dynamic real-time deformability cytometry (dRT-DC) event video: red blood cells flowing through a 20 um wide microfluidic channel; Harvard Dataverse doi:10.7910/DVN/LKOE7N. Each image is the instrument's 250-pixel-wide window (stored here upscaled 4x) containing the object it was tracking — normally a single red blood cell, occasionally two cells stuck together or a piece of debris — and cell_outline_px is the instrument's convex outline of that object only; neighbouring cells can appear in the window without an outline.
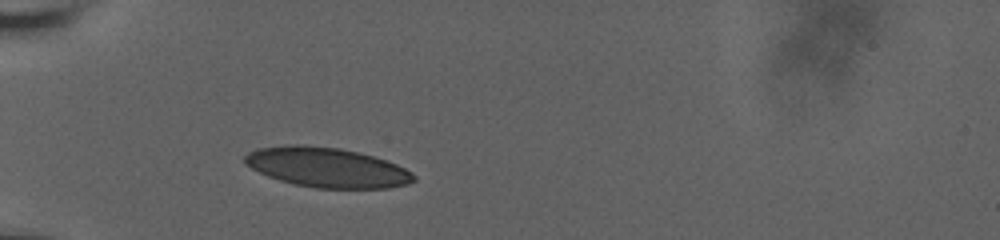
{"species": "human", "species_latin": "Homo sapiens", "temperature_condition": "room temperature", "stored_images_in_passage": 34, "camera_frame_rate_fps": 3000, "um_per_image_px": 0.085, "donor": {"sex": "male"}, "frame": {"image": 1, "passage_image": 1, "time_ms": 0.0, "image_size_px": [1000, 240], "cell_outline_px": [[416, 180], [408, 184], [388, 188], [316, 188], [292, 184], [268, 176], [244, 164], [244, 156], [248, 152], [256, 148], [292, 144], [300, 144], [340, 148], [372, 156], [396, 164], [412, 172], [416, 176]], "centroid_in_image_um": [27.77, 14.23], "position_along_channel_um": 57.2, "area_um2": 39.19}}
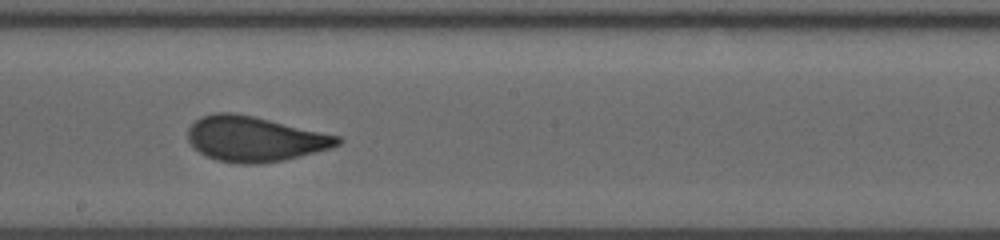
{"frame": {"image": 2, "passage_image": 16, "time_ms": 5.0, "image_size_px": [1000, 240], "cell_outline_px": [[344, 140], [340, 144], [332, 148], [284, 160], [256, 164], [240, 164], [216, 160], [200, 152], [188, 140], [188, 128], [196, 120], [204, 116], [216, 112], [232, 112], [252, 116], [340, 136]], "centroid_in_image_um": [21.67, 11.81], "position_along_channel_um": 226.5, "area_um2": 39.07}}
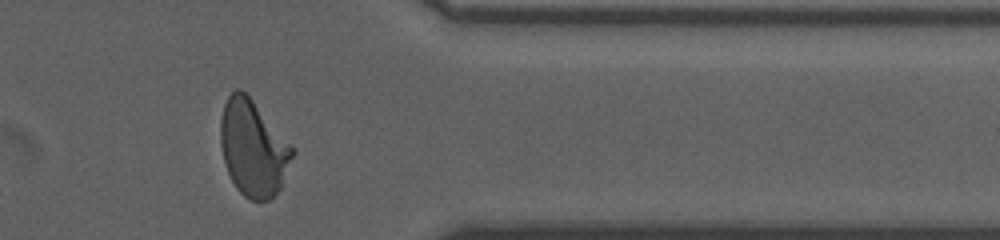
{"frame": {"image": 3, "passage_image": 30, "time_ms": 9.667, "image_size_px": [1000, 240], "cell_outline_px": [[296, 152], [280, 188], [268, 200], [252, 200], [244, 196], [236, 188], [224, 164], [220, 144], [220, 120], [224, 104], [228, 96], [236, 88], [240, 88], [252, 100]], "centroid_in_image_um": [21.49, 12.61], "position_along_channel_um": 389.9, "area_um2": 39.65}, "authors_computed_cell_mechanics": {"area_um2": 39.3618, "velocity_mm_per_s": 3.7046, "shape_relaxation_time_tau1_ms": 5.0311, "shape_relaxation_time_tau2_ms": null, "deformation_change_tau1": 0.1671, "deformation_change_tau2": null}}